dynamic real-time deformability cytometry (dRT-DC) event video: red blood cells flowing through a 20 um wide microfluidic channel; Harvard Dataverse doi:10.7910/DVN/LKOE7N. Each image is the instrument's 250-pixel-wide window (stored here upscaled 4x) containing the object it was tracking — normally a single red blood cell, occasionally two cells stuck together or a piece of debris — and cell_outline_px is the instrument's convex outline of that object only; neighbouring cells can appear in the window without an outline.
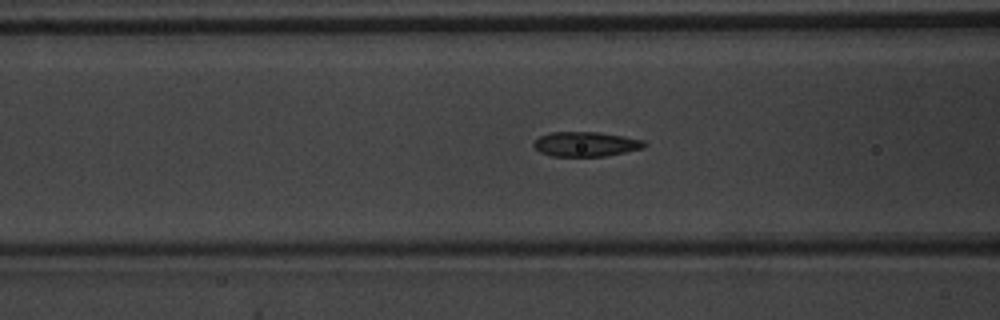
{"species": "common noctule bat (a hibernating species)", "species_latin": "Nyctalus noctula", "temperature_condition": "warm", "stored_images_in_passage": 25, "camera_frame_rate_fps": 3000, "um_per_image_px": 0.085, "animal": {"sex": "male", "body_mass_g": 20.1, "forearm_length_mm": 53.5}, "frame": {"image": 1, "passage_image": 4, "time_ms": 1.0, "image_size_px": [1000, 320], "cell_outline_px": [[648, 144], [644, 148], [604, 156], [552, 156], [540, 152], [532, 144], [540, 136], [552, 132], [596, 132], [644, 140]], "centroid_in_image_um": [49.8, 12.25], "position_along_channel_um": 116.8, "area_um2": 15.72}}